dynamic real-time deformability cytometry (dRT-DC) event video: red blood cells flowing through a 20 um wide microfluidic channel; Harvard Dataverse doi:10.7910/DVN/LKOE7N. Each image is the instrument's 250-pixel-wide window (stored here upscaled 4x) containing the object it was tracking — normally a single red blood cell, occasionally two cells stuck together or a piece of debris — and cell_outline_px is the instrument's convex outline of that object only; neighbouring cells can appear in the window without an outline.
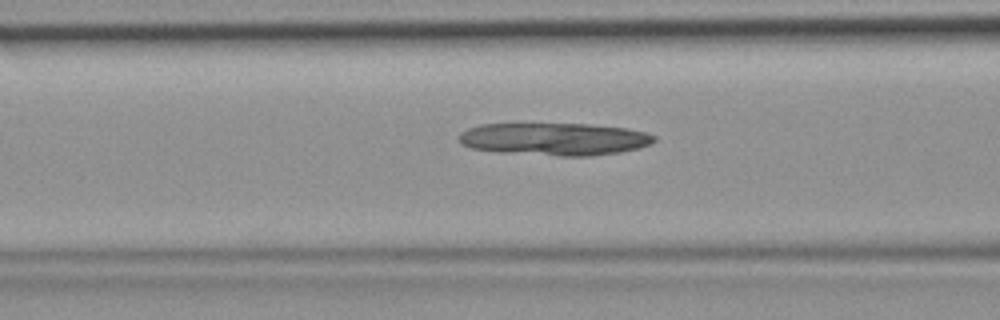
{"species": "common noctule bat (a hibernating species)", "species_latin": "Nyctalus noctula", "temperature_condition": "room temperature", "stored_images_in_passage": 28, "camera_frame_rate_fps": 3000, "um_per_image_px": 0.085, "animal": {"sex": "female", "body_mass_g": 19.9}, "frame": {"image": 1, "passage_image": 5, "time_ms": 1.333, "image_size_px": [1000, 320], "cell_outline_px": [[656, 140], [652, 144], [640, 148], [620, 152], [592, 156], [560, 156], [496, 152], [472, 148], [460, 144], [460, 132], [468, 128], [480, 124], [588, 124], [628, 128], [644, 132], [656, 136]], "centroid_in_image_um": [47.15, 11.83], "position_along_channel_um": 119.5, "area_um2": 37.28}}
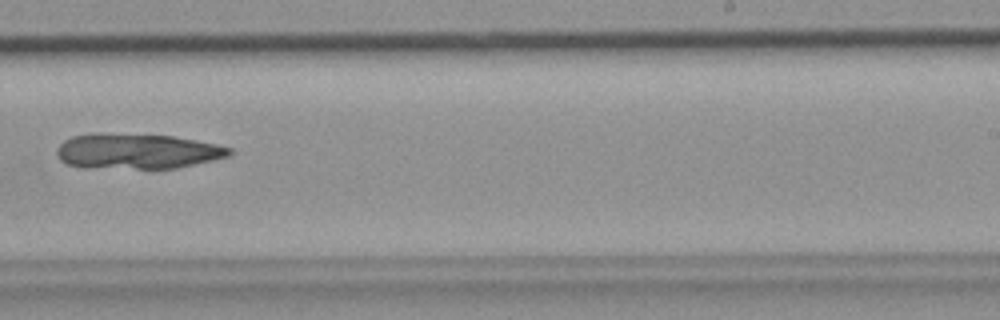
{"frame": {"image": 2, "passage_image": 16, "time_ms": 5.0, "image_size_px": [1000, 320], "cell_outline_px": [[232, 152], [228, 156], [212, 160], [176, 168], [84, 168], [64, 164], [56, 156], [56, 148], [64, 140], [72, 136], [92, 132], [100, 132], [172, 136], [196, 140], [216, 144], [232, 148]], "centroid_in_image_um": [11.57, 12.85], "position_along_channel_um": 277.4, "area_um2": 35.95}}